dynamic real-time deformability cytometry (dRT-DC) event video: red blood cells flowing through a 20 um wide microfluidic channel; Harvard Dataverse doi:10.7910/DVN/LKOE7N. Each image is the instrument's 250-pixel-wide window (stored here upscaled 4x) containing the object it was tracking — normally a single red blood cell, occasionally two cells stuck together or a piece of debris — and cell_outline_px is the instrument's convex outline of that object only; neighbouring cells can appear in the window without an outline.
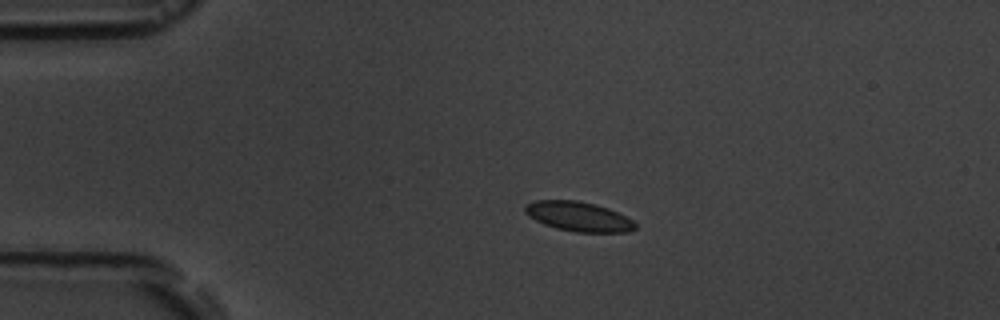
{"species": "common noctule bat (a hibernating species)", "species_latin": "Nyctalus noctula", "temperature_condition": "room temperature", "stored_images_in_passage": 6, "camera_frame_rate_fps": 3000, "um_per_image_px": 0.085, "animal": {"sex": "male", "body_mass_g": 19.5, "forearm_length_mm": 54.6}, "frame": {"image": 1, "passage_image": 3, "time_ms": 2.333, "image_size_px": [1000, 320], "cell_outline_px": [[636, 228], [628, 232], [576, 232], [556, 228], [544, 224], [528, 216], [524, 212], [524, 208], [528, 204], [536, 200], [576, 200], [608, 208], [632, 220], [636, 224]], "centroid_in_image_um": [49.16, 18.41], "position_along_channel_um": 35.8, "area_um2": 18.79}}
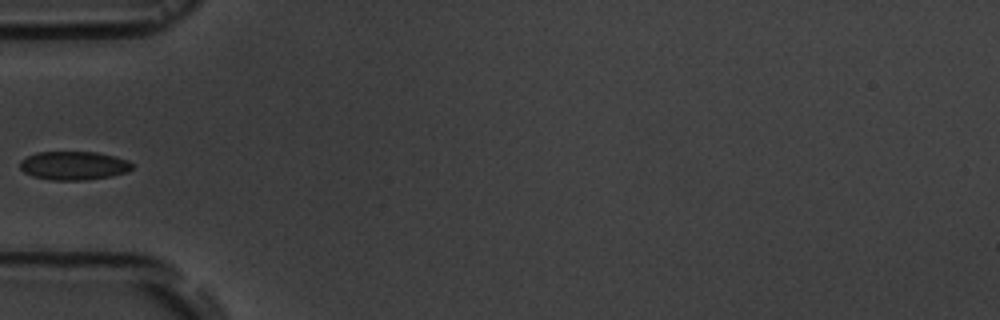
{"frame": {"image": 2, "passage_image": 5, "time_ms": 4.667, "image_size_px": [1000, 320], "cell_outline_px": [[132, 168], [128, 172], [108, 176], [84, 180], [52, 180], [32, 176], [24, 172], [20, 168], [20, 160], [36, 152], [96, 152], [128, 160], [132, 164]], "centroid_in_image_um": [6.24, 14.07], "position_along_channel_um": 78.8, "area_um2": 18.55}}
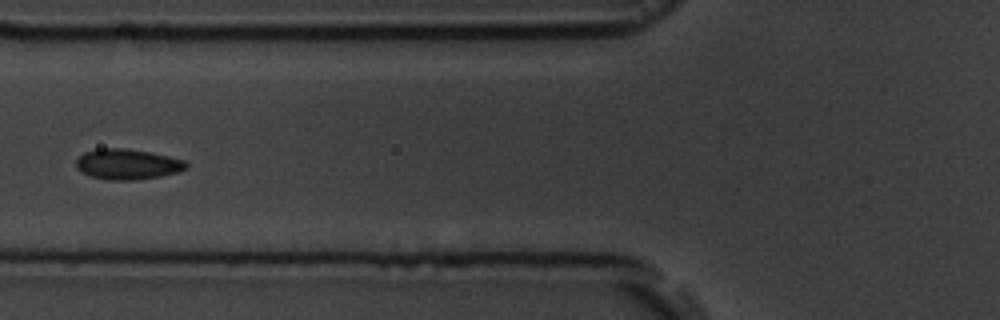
{"frame": {"image": 3, "passage_image": 6, "time_ms": 5.667, "image_size_px": [1000, 320], "cell_outline_px": [[188, 168], [180, 172], [160, 176], [136, 180], [108, 180], [88, 176], [76, 168], [76, 160], [84, 152], [96, 148], [124, 148], [152, 152], [184, 160], [188, 164]], "centroid_in_image_um": [10.83, 13.96], "position_along_channel_um": 115.0, "area_um2": 19.83}}